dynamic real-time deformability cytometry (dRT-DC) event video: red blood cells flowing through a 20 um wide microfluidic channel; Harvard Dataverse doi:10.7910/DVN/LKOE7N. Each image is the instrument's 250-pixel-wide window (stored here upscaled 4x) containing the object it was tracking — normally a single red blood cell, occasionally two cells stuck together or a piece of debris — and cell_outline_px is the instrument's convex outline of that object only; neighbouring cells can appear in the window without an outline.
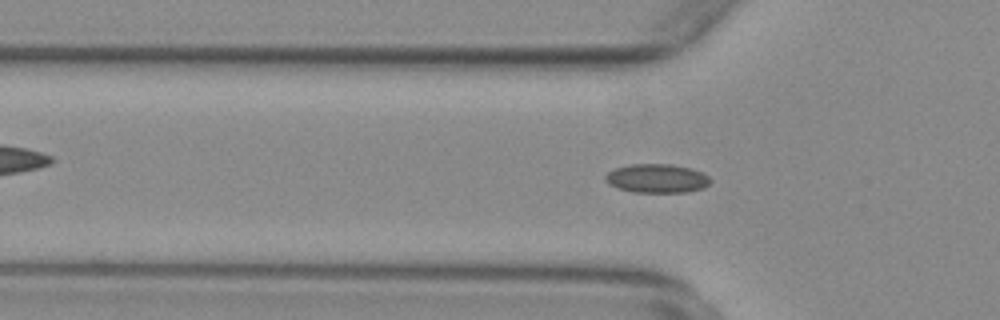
{"species": "common noctule bat (a hibernating species)", "species_latin": "Nyctalus noctula", "temperature_condition": "warm", "stored_images_in_passage": 54, "camera_frame_rate_fps": 3000, "um_per_image_px": 0.085, "animal": {"sex": "female", "body_mass_g": 29.2, "forearm_length_mm": 56.3}, "frame": {"image": 1, "passage_image": 17, "time_ms": 5.333, "image_size_px": [1000, 320], "cell_outline_px": [[712, 180], [704, 188], [688, 192], [632, 192], [616, 188], [608, 184], [604, 180], [604, 176], [608, 172], [616, 168], [632, 164], [672, 164], [692, 168], [708, 176]], "centroid_in_image_um": [55.82, 15.17], "position_along_channel_um": 70.0, "area_um2": 17.8}}
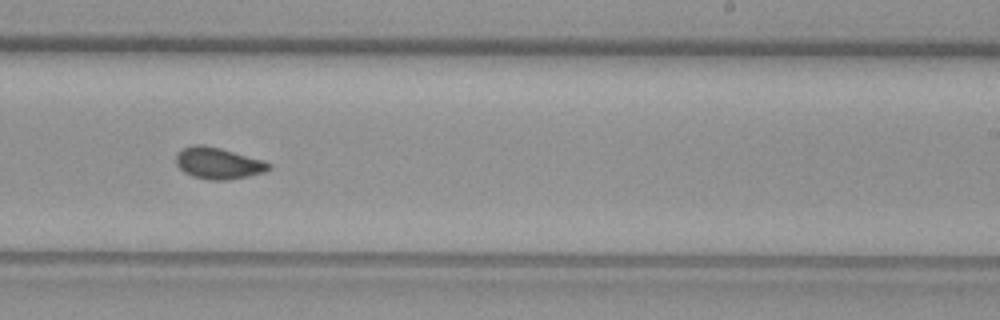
{"frame": {"image": 2, "passage_image": 33, "time_ms": 10.667, "image_size_px": [1000, 320], "cell_outline_px": [[272, 168], [264, 172], [248, 176], [228, 180], [208, 180], [192, 176], [184, 172], [176, 164], [176, 152], [192, 144], [204, 144], [220, 148], [264, 160], [272, 164]], "centroid_in_image_um": [18.55, 13.87], "position_along_channel_um": 270.4, "area_um2": 17.22}}
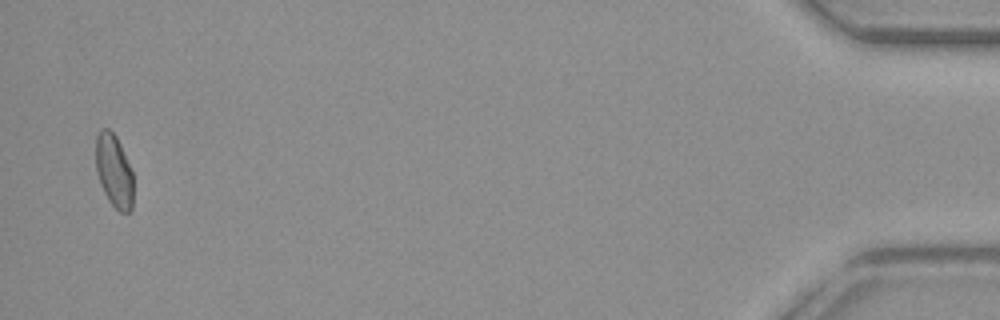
{"frame": {"image": 3, "passage_image": 53, "time_ms": 17.333, "image_size_px": [1000, 320], "cell_outline_px": [[132, 208], [128, 212], [120, 212], [108, 200], [100, 184], [96, 172], [96, 136], [100, 128], [108, 128], [116, 136], [120, 144], [132, 172]], "centroid_in_image_um": [9.66, 14.51], "position_along_channel_um": 425.5, "area_um2": 15.84}, "authors_computed_cell_mechanics": {"area_um2": 16.5886, "velocity_mm_per_s": 3.7569, "shape_relaxation_time_tau1_ms": null, "shape_relaxation_time_tau2_ms": 1.0849, "deformation_change_tau1": null, "deformation_change_tau2": 0.0617}}